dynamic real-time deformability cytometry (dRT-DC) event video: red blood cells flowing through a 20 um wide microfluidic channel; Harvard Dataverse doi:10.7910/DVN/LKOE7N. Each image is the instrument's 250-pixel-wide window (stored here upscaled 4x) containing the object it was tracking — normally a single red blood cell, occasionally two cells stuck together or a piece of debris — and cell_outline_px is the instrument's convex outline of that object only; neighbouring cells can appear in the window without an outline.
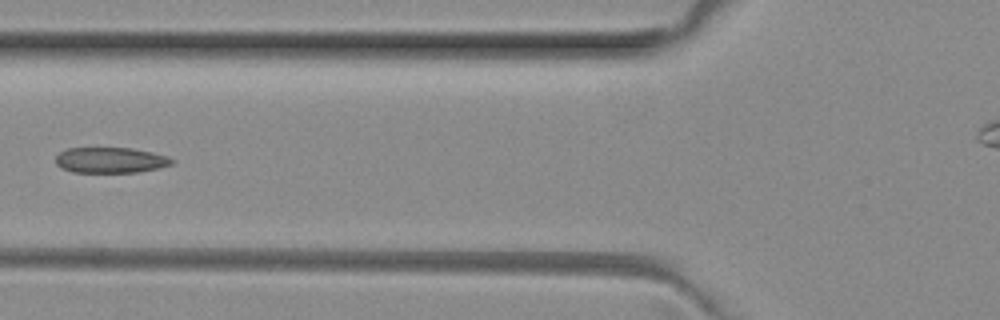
{"species": "common noctule bat (a hibernating species)", "species_latin": "Nyctalus noctula", "temperature_condition": "room temperature", "stored_images_in_passage": 6, "camera_frame_rate_fps": 3000, "um_per_image_px": 0.085, "animal": {"sex": "female", "body_mass_g": 29.2, "forearm_length_mm": 56.3}, "frame": {"image": 1, "passage_image": 5, "time_ms": 1.333, "image_size_px": [1000, 320], "cell_outline_px": [[176, 160], [172, 164], [156, 168], [136, 172], [72, 172], [60, 168], [56, 164], [56, 156], [60, 152], [68, 148], [132, 148], [152, 152], [168, 156]], "centroid_in_image_um": [9.38, 13.61], "position_along_channel_um": 116.4, "area_um2": 17.34}}
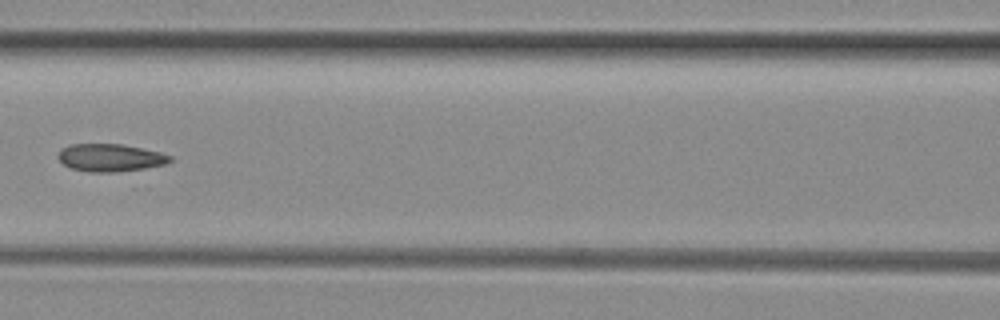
{"frame": {"image": 2, "passage_image": 6, "time_ms": 1.667, "image_size_px": [1000, 320], "cell_outline_px": [[172, 160], [164, 164], [144, 168], [116, 172], [88, 172], [72, 168], [64, 164], [56, 156], [60, 148], [72, 144], [120, 144], [160, 152], [172, 156]], "centroid_in_image_um": [9.34, 13.4], "position_along_channel_um": 157.3, "area_um2": 17.92}}